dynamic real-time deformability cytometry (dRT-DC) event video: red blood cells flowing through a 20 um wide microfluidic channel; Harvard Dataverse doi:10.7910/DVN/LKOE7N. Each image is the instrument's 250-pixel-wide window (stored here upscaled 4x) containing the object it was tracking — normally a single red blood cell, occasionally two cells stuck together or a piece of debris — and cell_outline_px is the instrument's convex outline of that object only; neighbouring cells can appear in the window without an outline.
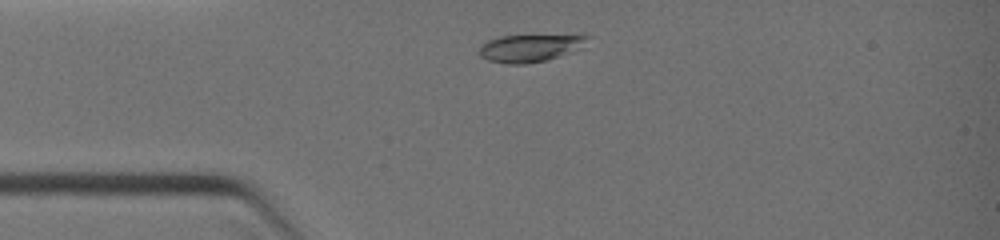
{"species": "common noctule bat (a hibernating species)", "species_latin": "Nyctalus noctula", "temperature_condition": "warm", "stored_images_in_passage": 27, "camera_frame_rate_fps": 3000, "um_per_image_px": 0.085, "animal": {"sex": "female", "body_mass_g": 19.0, "forearm_length_mm": 51.5}, "frame": {"image": 1, "passage_image": 3, "time_ms": 0.667, "image_size_px": [1000, 240], "cell_outline_px": [[592, 36], [560, 56], [548, 60], [524, 64], [504, 64], [488, 60], [480, 56], [480, 44], [488, 40], [500, 36], [580, 32]], "centroid_in_image_um": [45.05, 4.02], "position_along_channel_um": 40.0, "area_um2": 17.86}}
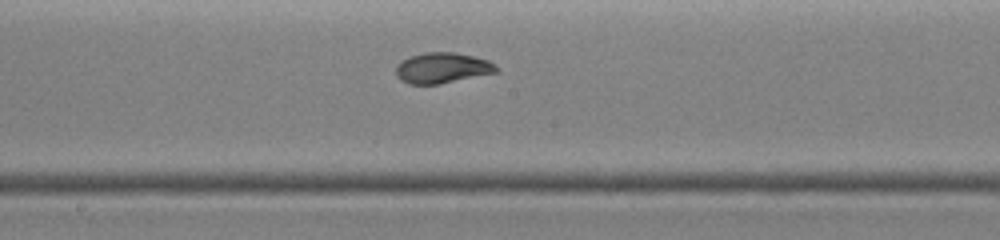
{"frame": {"image": 2, "passage_image": 14, "time_ms": 4.333, "image_size_px": [1000, 240], "cell_outline_px": [[500, 72], [440, 84], [408, 84], [400, 80], [396, 76], [396, 64], [412, 56], [424, 52], [456, 52], [488, 60], [496, 64], [500, 68]], "centroid_in_image_um": [37.64, 5.78], "position_along_channel_um": 210.6, "area_um2": 18.15}}
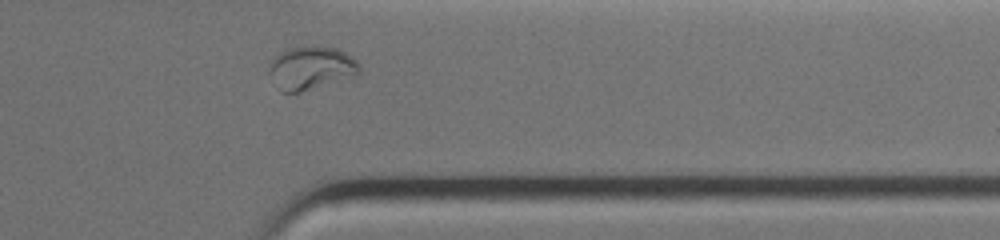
{"frame": {"image": 3, "passage_image": 25, "time_ms": 7.667, "image_size_px": [1000, 240], "cell_outline_px": [[360, 76], [300, 92], [284, 92], [268, 72], [268, 68], [272, 60], [280, 52], [288, 48], [304, 44], [312, 44], [336, 48], [352, 56], [360, 64]], "centroid_in_image_um": [26.51, 5.74], "position_along_channel_um": 384.9, "area_um2": 23.24}}